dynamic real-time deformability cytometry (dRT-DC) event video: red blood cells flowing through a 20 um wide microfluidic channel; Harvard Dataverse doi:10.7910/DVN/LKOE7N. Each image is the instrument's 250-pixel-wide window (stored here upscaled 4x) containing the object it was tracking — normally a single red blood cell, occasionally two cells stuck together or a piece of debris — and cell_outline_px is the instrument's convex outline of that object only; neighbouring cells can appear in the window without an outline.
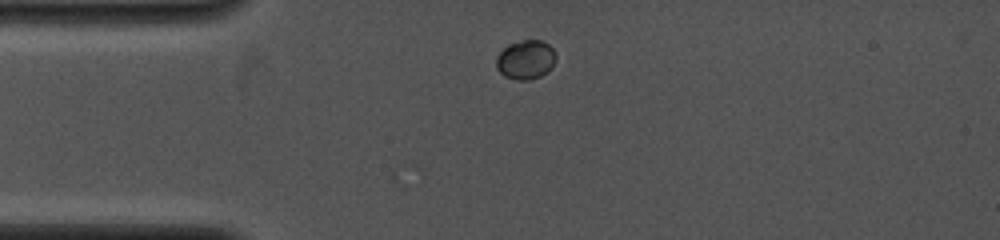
{"species": "common noctule bat (a hibernating species)", "species_latin": "Nyctalus noctula", "temperature_condition": "cold", "stored_images_in_passage": 20, "camera_frame_rate_fps": 4000, "um_per_image_px": 0.085, "animal": {"sex": "female", "body_mass_g": 19.0, "forearm_length_mm": 53.3}, "frame": {"image": 1, "passage_image": 1, "time_ms": 0.0, "image_size_px": [1000, 240], "cell_outline_px": [[556, 60], [540, 76], [528, 80], [516, 80], [504, 76], [496, 68], [496, 56], [508, 44], [524, 40], [540, 40], [548, 44], [552, 48], [556, 56]], "centroid_in_image_um": [44.64, 5.07], "position_along_channel_um": 40.4, "area_um2": 13.41}}
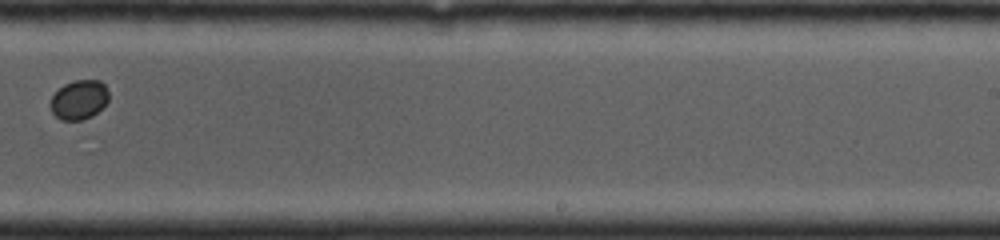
{"frame": {"image": 2, "passage_image": 12, "time_ms": 6.25, "image_size_px": [1000, 240], "cell_outline_px": [[108, 100], [92, 116], [84, 120], [60, 120], [52, 112], [48, 104], [52, 96], [64, 84], [76, 80], [100, 80], [104, 84], [108, 92]], "centroid_in_image_um": [6.69, 8.48], "position_along_channel_um": 282.3, "area_um2": 13.35}}
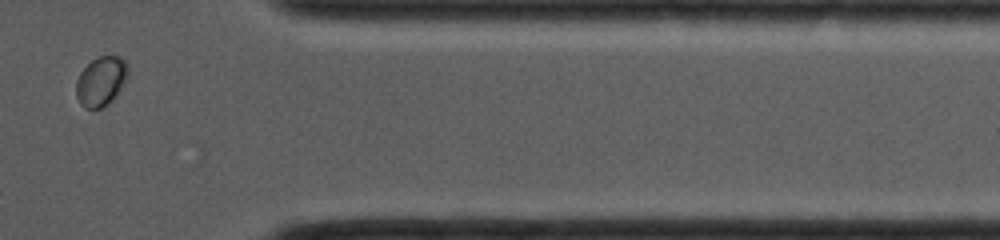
{"frame": {"image": 3, "passage_image": 17, "time_ms": 9.25, "image_size_px": [1000, 240], "cell_outline_px": [[128, 76], [124, 84], [100, 108], [84, 108], [80, 104], [76, 96], [76, 80], [80, 72], [92, 60], [100, 56], [120, 56], [128, 64]], "centroid_in_image_um": [8.57, 6.86], "position_along_channel_um": 402.8, "area_um2": 14.57}}